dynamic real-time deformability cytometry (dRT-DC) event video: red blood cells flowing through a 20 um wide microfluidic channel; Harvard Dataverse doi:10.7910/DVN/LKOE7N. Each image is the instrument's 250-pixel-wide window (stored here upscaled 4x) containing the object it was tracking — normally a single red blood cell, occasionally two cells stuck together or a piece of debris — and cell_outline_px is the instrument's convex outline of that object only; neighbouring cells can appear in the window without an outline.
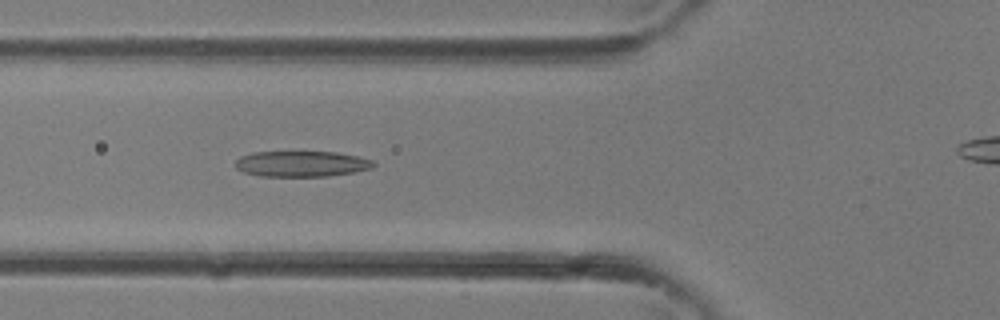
{"species": "common noctule bat (a hibernating species)", "species_latin": "Nyctalus noctula", "temperature_condition": "room temperature", "stored_images_in_passage": 33, "camera_frame_rate_fps": 3000, "um_per_image_px": 0.085, "animal": {"sex": "female"}, "frame": {"image": 1, "passage_image": 14, "time_ms": 4.333, "image_size_px": [1000, 320], "cell_outline_px": [[376, 164], [372, 168], [352, 172], [328, 176], [260, 176], [244, 172], [236, 168], [236, 160], [240, 156], [252, 152], [336, 152], [356, 156], [372, 160]], "centroid_in_image_um": [25.61, 13.92], "position_along_channel_um": 100.2, "area_um2": 20.58}}
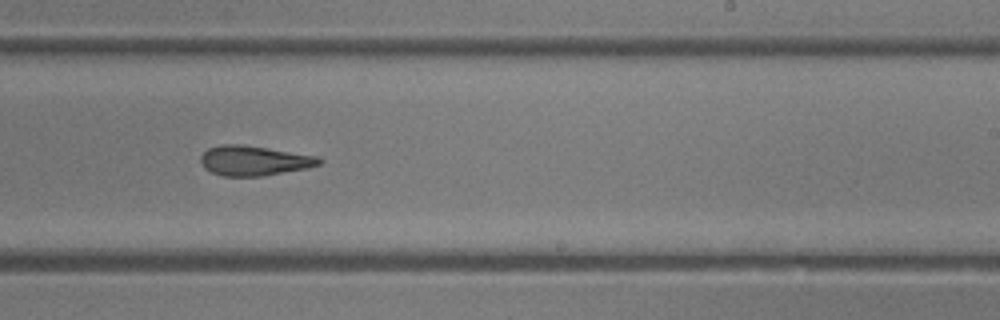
{"frame": {"image": 2, "passage_image": 23, "time_ms": 7.333, "image_size_px": [1000, 320], "cell_outline_px": [[324, 160], [320, 164], [308, 168], [264, 176], [224, 176], [212, 172], [204, 168], [200, 160], [200, 156], [208, 148], [220, 144], [244, 144], [320, 156]], "centroid_in_image_um": [21.63, 13.64], "position_along_channel_um": 267.4, "area_um2": 20.92}}
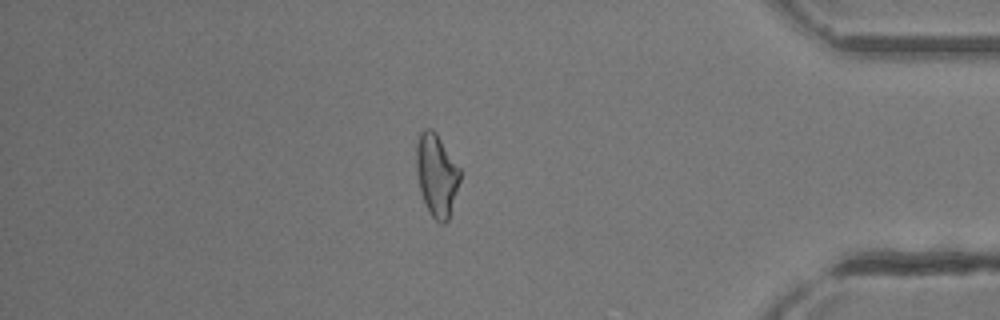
{"frame": {"image": 3, "passage_image": 32, "time_ms": 10.333, "image_size_px": [1000, 320], "cell_outline_px": [[460, 180], [448, 220], [444, 224], [440, 224], [428, 212], [420, 188], [416, 168], [416, 144], [420, 132], [424, 128], [432, 128], [436, 132], [460, 168]], "centroid_in_image_um": [37.11, 14.85], "position_along_channel_um": 398.1, "area_um2": 20.92}}